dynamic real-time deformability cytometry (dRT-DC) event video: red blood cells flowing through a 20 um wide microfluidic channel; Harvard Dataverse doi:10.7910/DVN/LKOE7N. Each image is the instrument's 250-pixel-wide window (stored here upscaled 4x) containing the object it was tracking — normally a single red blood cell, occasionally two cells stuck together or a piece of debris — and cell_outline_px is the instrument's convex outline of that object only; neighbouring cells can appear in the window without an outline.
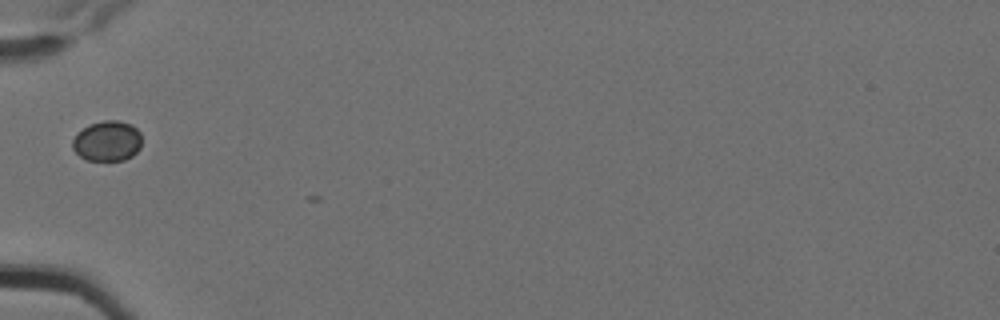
{"species": "Egyptian fruit bat (a non-hibernating species)", "species_latin": "Rousettus aegyptiacus", "temperature_condition": "cold", "stored_images_in_passage": 2, "camera_frame_rate_fps": 3000, "um_per_image_px": 0.085, "animal": {"sex": "female"}, "frame": {"image": 1, "passage_image": 1, "time_ms": 0.0, "image_size_px": [1000, 320], "cell_outline_px": [[140, 148], [132, 156], [124, 160], [88, 160], [80, 156], [72, 148], [72, 140], [76, 132], [88, 124], [104, 120], [116, 120], [132, 124], [140, 132]], "centroid_in_image_um": [9.09, 11.97], "position_along_channel_um": 75.9, "area_um2": 16.42}}